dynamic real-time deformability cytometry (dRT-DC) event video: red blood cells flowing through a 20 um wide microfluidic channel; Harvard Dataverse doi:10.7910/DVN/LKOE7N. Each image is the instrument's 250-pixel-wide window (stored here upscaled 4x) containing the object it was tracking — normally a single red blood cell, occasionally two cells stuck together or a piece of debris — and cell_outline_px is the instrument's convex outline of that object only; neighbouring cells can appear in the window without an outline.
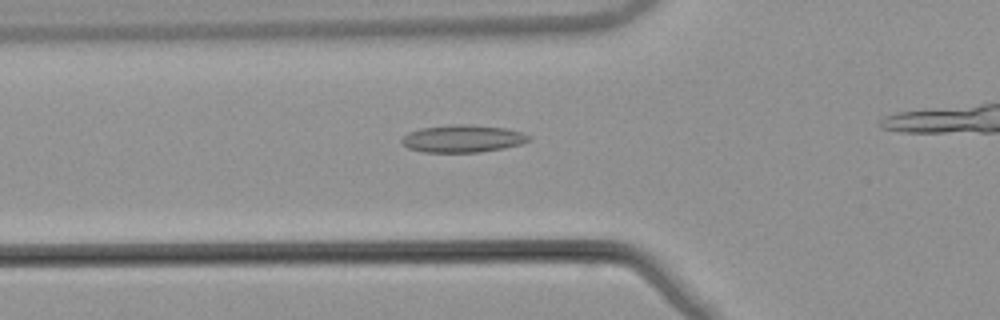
{"species": "common noctule bat (a hibernating species)", "species_latin": "Nyctalus noctula", "temperature_condition": "warm", "stored_images_in_passage": 34, "camera_frame_rate_fps": 3000, "um_per_image_px": 0.085, "animal": {"sex": "male", "body_mass_g": 21.5, "forearm_length_mm": 52.0}, "frame": {"image": 1, "passage_image": 10, "time_ms": 3.0, "image_size_px": [1000, 320], "cell_outline_px": [[532, 140], [520, 144], [504, 148], [480, 152], [424, 152], [408, 148], [400, 140], [408, 132], [420, 128], [456, 124], [472, 124], [504, 128], [520, 132], [532, 136]], "centroid_in_image_um": [39.35, 11.78], "position_along_channel_um": 86.5, "area_um2": 20.35}}
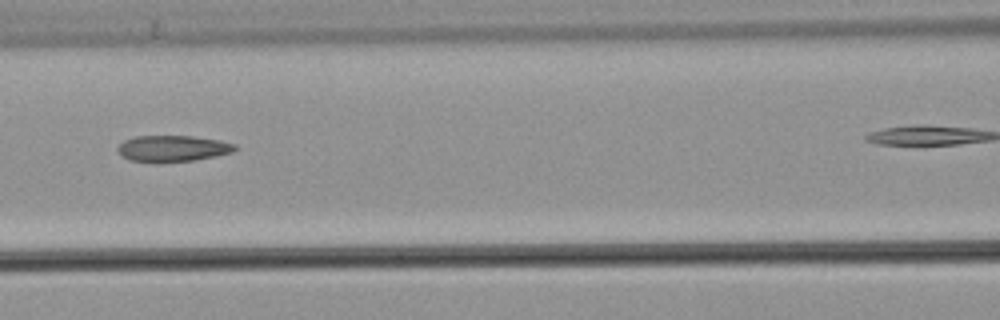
{"frame": {"image": 2, "passage_image": 15, "time_ms": 4.667, "image_size_px": [1000, 320], "cell_outline_px": [[236, 148], [232, 152], [216, 156], [196, 160], [160, 164], [156, 164], [128, 160], [120, 156], [116, 148], [124, 140], [136, 136], [192, 136], [220, 140], [236, 144]], "centroid_in_image_um": [14.62, 12.65], "position_along_channel_um": 152.0, "area_um2": 18.5}}